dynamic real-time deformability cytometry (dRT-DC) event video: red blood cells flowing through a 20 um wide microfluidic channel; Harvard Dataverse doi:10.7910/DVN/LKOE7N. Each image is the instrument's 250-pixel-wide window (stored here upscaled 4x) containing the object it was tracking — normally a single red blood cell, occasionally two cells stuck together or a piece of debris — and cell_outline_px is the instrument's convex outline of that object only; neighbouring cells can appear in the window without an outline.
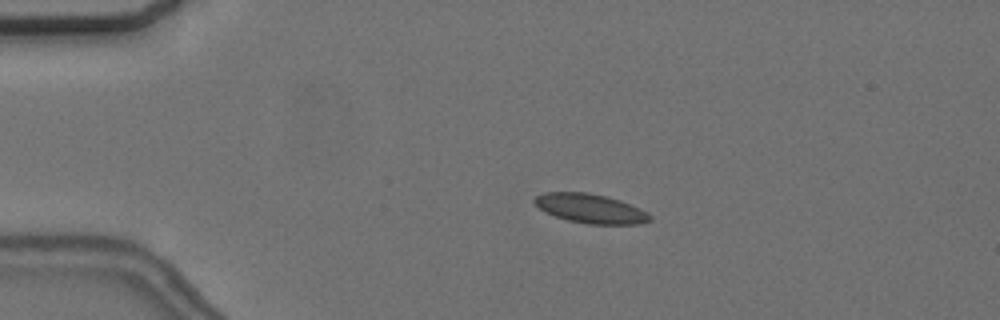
{"species": "common noctule bat (a hibernating species)", "species_latin": "Nyctalus noctula", "temperature_condition": "cold", "stored_images_in_passage": 56, "camera_frame_rate_fps": 3000, "um_per_image_px": 0.085, "animal": {"sex": "female", "body_mass_g": 24.6, "forearm_length_mm": 56.2}, "frame": {"image": 1, "passage_image": 12, "time_ms": 3.667, "image_size_px": [1000, 320], "cell_outline_px": [[652, 220], [640, 224], [588, 224], [568, 220], [544, 212], [532, 200], [536, 196], [544, 192], [588, 192], [608, 196], [620, 200], [640, 208], [648, 212], [652, 216]], "centroid_in_image_um": [50.22, 17.72], "position_along_channel_um": 34.8, "area_um2": 19.83}}
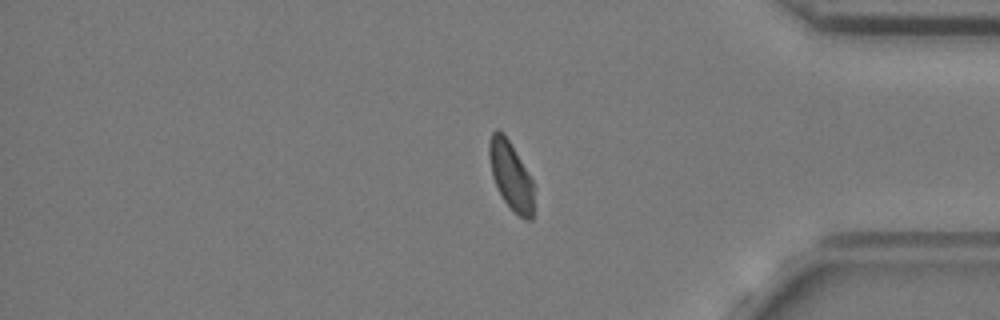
{"frame": {"image": 2, "passage_image": 47, "time_ms": 15.333, "image_size_px": [1000, 320], "cell_outline_px": [[532, 220], [524, 220], [504, 200], [492, 176], [488, 156], [488, 144], [492, 132], [496, 128], [500, 128], [504, 132], [532, 180]], "centroid_in_image_um": [43.38, 14.85], "position_along_channel_um": 391.8, "area_um2": 17.4}}
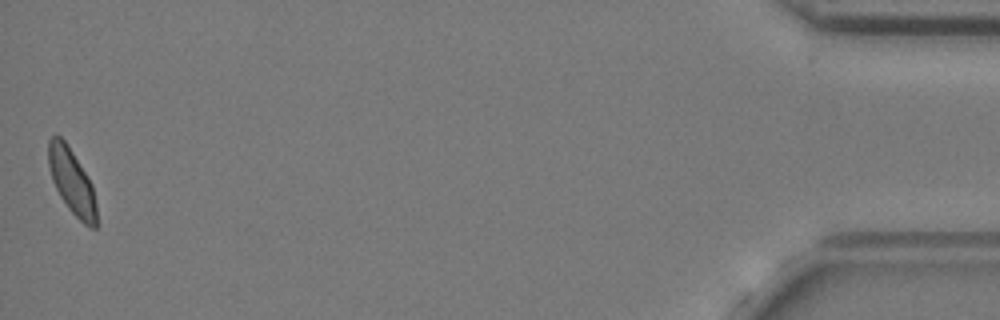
{"frame": {"image": 3, "passage_image": 56, "time_ms": 18.333, "image_size_px": [1000, 320], "cell_outline_px": [[96, 228], [92, 228], [84, 224], [68, 208], [60, 196], [52, 180], [48, 164], [48, 140], [56, 132], [64, 140], [72, 152], [92, 184], [96, 204]], "centroid_in_image_um": [6.08, 15.41], "position_along_channel_um": 429.1, "area_um2": 18.09}, "authors_computed_cell_mechanics": {"area_um2": 18.7272, "velocity_mm_per_s": 3.6416, "shape_relaxation_time_tau1_ms": null, "shape_relaxation_time_tau2_ms": 1.4, "deformation_change_tau1": null, "deformation_change_tau2": 0.0372}}